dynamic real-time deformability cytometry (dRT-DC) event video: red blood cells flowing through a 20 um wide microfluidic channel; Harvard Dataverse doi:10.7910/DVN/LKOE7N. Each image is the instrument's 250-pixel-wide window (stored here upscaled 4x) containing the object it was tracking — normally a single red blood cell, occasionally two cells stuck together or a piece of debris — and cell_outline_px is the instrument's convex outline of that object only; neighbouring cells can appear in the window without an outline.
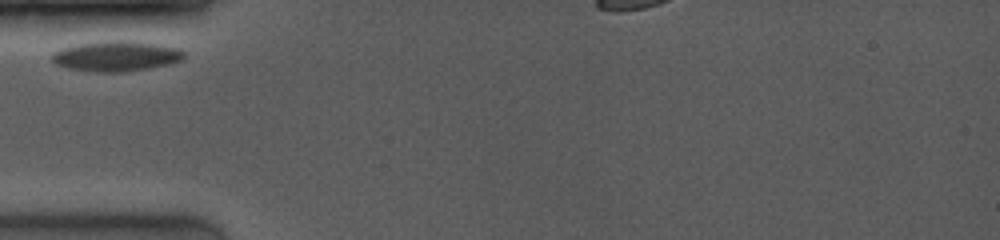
{"species": "common noctule bat (a hibernating species)", "species_latin": "Nyctalus noctula", "temperature_condition": "room temperature", "stored_images_in_passage": 28, "camera_frame_rate_fps": 4000, "um_per_image_px": 0.085, "animal": {"sex": "female", "body_mass_g": 19.0, "forearm_length_mm": 53.3}, "frame": {"image": 1, "passage_image": 1, "time_ms": 0.0, "image_size_px": [1000, 240], "cell_outline_px": [[188, 56], [180, 60], [168, 64], [148, 68], [124, 72], [96, 72], [68, 68], [56, 64], [52, 60], [52, 52], [76, 44], [104, 40], [128, 40], [180, 48]], "centroid_in_image_um": [9.88, 4.76], "position_along_channel_um": 75.1, "area_um2": 23.35}}
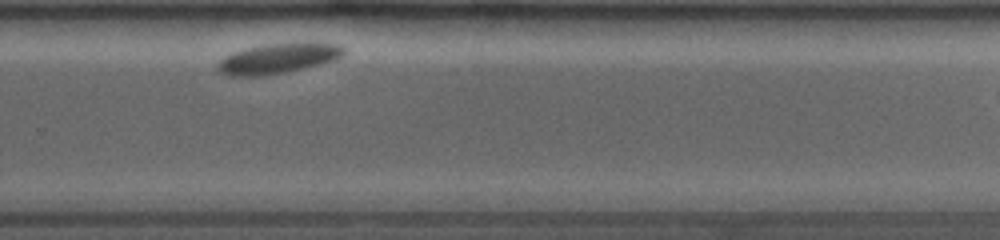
{"frame": {"image": 2, "passage_image": 20, "time_ms": 6.75, "image_size_px": [1000, 240], "cell_outline_px": [[348, 48], [336, 60], [304, 68], [284, 72], [256, 76], [228, 76], [220, 72], [216, 68], [216, 64], [224, 56], [232, 52], [248, 48], [268, 44], [340, 44]], "centroid_in_image_um": [23.59, 4.99], "position_along_channel_um": 306.2, "area_um2": 21.68}}
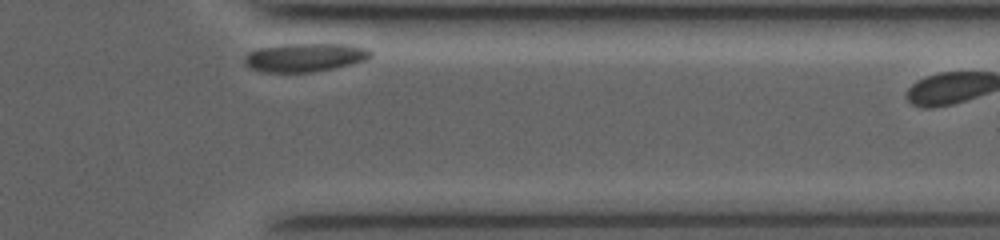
{"frame": {"image": 3, "passage_image": 27, "time_ms": 9.0, "image_size_px": [1000, 240], "cell_outline_px": [[372, 56], [368, 60], [352, 64], [312, 72], [264, 72], [252, 68], [244, 64], [244, 56], [248, 52], [260, 48], [284, 44], [352, 44], [368, 48], [372, 52]], "centroid_in_image_um": [25.96, 4.87], "position_along_channel_um": 385.4, "area_um2": 21.1}}